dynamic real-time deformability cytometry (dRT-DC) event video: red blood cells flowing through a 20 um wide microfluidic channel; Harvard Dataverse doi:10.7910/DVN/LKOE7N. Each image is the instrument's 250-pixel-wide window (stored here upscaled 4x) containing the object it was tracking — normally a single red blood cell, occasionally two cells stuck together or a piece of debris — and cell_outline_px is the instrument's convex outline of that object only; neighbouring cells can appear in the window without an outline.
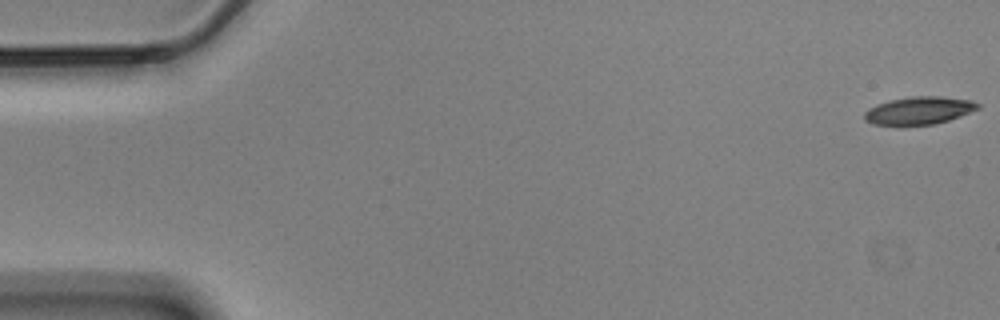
{"species": "Egyptian fruit bat (a non-hibernating species)", "species_latin": "Rousettus aegyptiacus", "temperature_condition": "cold", "stored_images_in_passage": 17, "camera_frame_rate_fps": 3000, "um_per_image_px": 0.085, "animal": {"sex": "male"}, "frame": {"image": 1, "passage_image": 1, "time_ms": 0.0, "image_size_px": [1000, 320], "cell_outline_px": [[980, 108], [948, 120], [932, 124], [872, 124], [864, 120], [864, 112], [868, 108], [876, 104], [888, 100], [912, 96], [940, 96], [972, 100], [980, 104]], "centroid_in_image_um": [78.1, 9.37], "position_along_channel_um": 6.9, "area_um2": 18.15}}
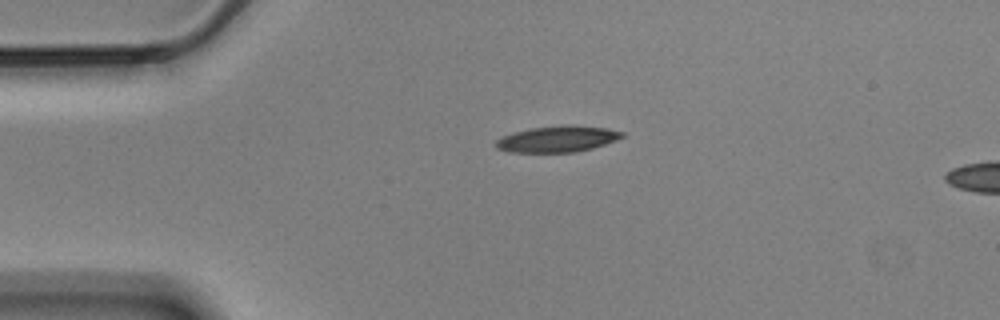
{"frame": {"image": 2, "passage_image": 13, "time_ms": 4.0, "image_size_px": [1000, 320], "cell_outline_px": [[624, 136], [616, 140], [592, 148], [576, 152], [512, 152], [496, 148], [496, 140], [512, 132], [532, 128], [564, 124], [572, 124], [608, 128], [624, 132]], "centroid_in_image_um": [47.41, 11.8], "position_along_channel_um": 37.6, "area_um2": 19.31}}